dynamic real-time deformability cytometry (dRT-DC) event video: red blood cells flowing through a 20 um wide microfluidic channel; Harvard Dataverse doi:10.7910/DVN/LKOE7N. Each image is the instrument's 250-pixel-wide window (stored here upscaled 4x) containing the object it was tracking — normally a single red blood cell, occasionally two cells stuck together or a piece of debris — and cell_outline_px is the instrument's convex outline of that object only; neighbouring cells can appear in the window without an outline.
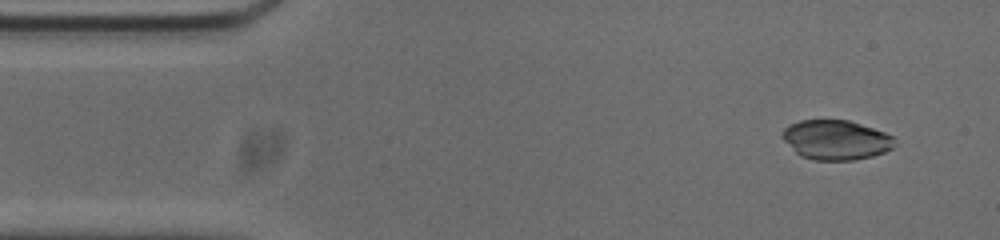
{"species": "common noctule bat (a hibernating species)", "species_latin": "Nyctalus noctula", "temperature_condition": "cold", "stored_images_in_passage": 53, "camera_frame_rate_fps": 3000, "um_per_image_px": 0.085, "animal": {"sex": "male", "body_mass_g": 20.0, "forearm_length_mm": 53.3}, "frame": {"image": 1, "passage_image": 4, "time_ms": 1.0, "image_size_px": [1000, 240], "cell_outline_px": [[892, 148], [884, 152], [872, 156], [852, 160], [812, 160], [800, 156], [780, 136], [784, 128], [788, 124], [800, 120], [848, 120], [884, 132], [892, 136]], "centroid_in_image_um": [70.99, 11.89], "position_along_channel_um": 14.0, "area_um2": 25.72}}
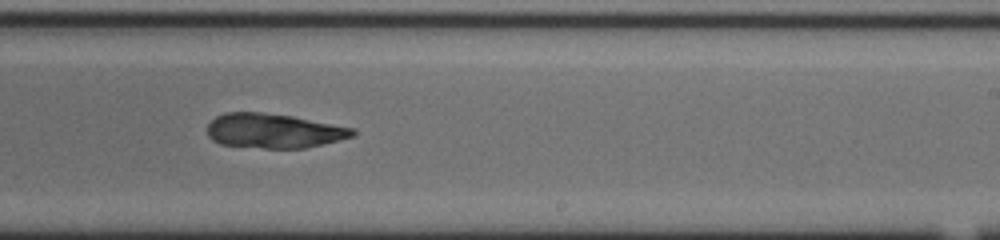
{"frame": {"image": 2, "passage_image": 31, "time_ms": 10.0, "image_size_px": [1000, 240], "cell_outline_px": [[356, 132], [352, 136], [340, 140], [304, 148], [264, 148], [220, 144], [212, 140], [208, 136], [208, 124], [216, 116], [224, 112], [260, 112], [292, 116], [356, 128]], "centroid_in_image_um": [23.27, 11.11], "position_along_channel_um": 265.7, "area_um2": 29.25}}
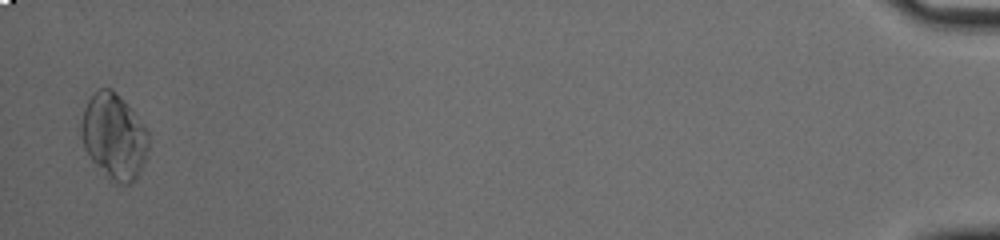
{"frame": {"image": 3, "passage_image": 52, "time_ms": 17.0, "image_size_px": [1000, 240], "cell_outline_px": [[148, 148], [144, 160], [132, 184], [112, 184], [104, 176], [92, 160], [84, 148], [80, 136], [80, 124], [84, 108], [88, 100], [100, 88], [112, 88], [124, 100], [148, 128]], "centroid_in_image_um": [9.67, 11.61], "position_along_channel_um": 425.5, "area_um2": 33.87}, "authors_computed_cell_mechanics": {"area_um2": 29.5358, "velocity_mm_per_s": 3.7496, "shape_relaxation_time_tau1_ms": null, "shape_relaxation_time_tau2_ms": 2.5301, "deformation_change_tau1": null, "deformation_change_tau2": 0.0389}}